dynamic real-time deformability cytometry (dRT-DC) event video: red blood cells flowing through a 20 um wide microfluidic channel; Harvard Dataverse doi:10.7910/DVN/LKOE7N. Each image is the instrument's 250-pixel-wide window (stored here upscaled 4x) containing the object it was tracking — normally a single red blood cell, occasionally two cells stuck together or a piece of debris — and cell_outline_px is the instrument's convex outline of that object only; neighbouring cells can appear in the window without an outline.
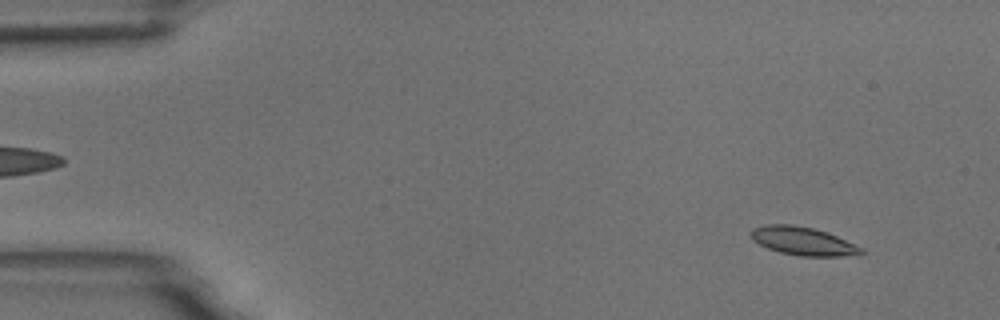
{"species": "common noctule bat (a hibernating species)", "species_latin": "Nyctalus noctula", "temperature_condition": "room temperature", "stored_images_in_passage": 56, "camera_frame_rate_fps": 3000, "um_per_image_px": 0.085, "animal": {"sex": "male", "body_mass_g": 18.8}, "frame": {"image": 1, "passage_image": 6, "time_ms": 1.667, "image_size_px": [1000, 320], "cell_outline_px": [[864, 252], [860, 256], [800, 256], [780, 252], [768, 248], [752, 240], [748, 232], [752, 228], [764, 224], [792, 224], [812, 228], [828, 232], [864, 248]], "centroid_in_image_um": [68.26, 20.49], "position_along_channel_um": 16.7, "area_um2": 18.5}}
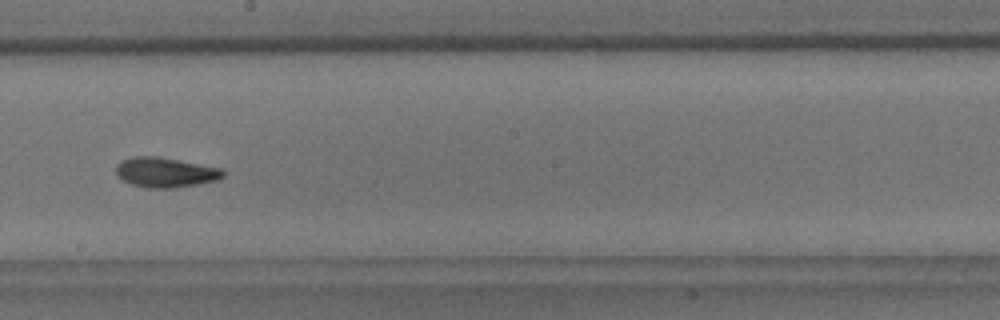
{"frame": {"image": 2, "passage_image": 32, "time_ms": 10.333, "image_size_px": [1000, 320], "cell_outline_px": [[224, 176], [220, 180], [172, 188], [148, 188], [132, 184], [120, 180], [116, 176], [116, 164], [120, 160], [132, 156], [156, 156], [220, 168], [224, 172]], "centroid_in_image_um": [14.0, 14.65], "position_along_channel_um": 234.2, "area_um2": 18.73}}
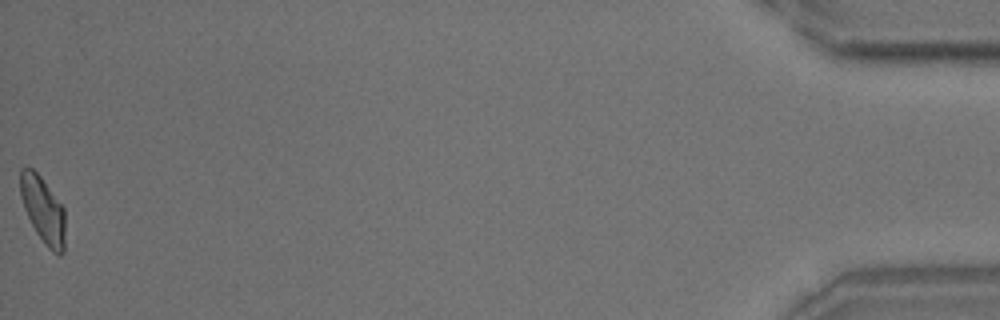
{"frame": {"image": 3, "passage_image": 56, "time_ms": 18.333, "image_size_px": [1000, 320], "cell_outline_px": [[64, 252], [60, 256], [52, 252], [44, 244], [36, 232], [24, 208], [20, 196], [20, 168], [32, 168], [40, 176], [64, 208]], "centroid_in_image_um": [3.65, 17.86], "position_along_channel_um": 431.5, "area_um2": 17.22}, "authors_computed_cell_mechanics": {"area_um2": 18.0625, "velocity_mm_per_s": 3.6984, "shape_relaxation_time_tau1_ms": 5.8483, "shape_relaxation_time_tau2_ms": 1.9602, "deformation_change_tau1": 0.1558, "deformation_change_tau2": 0.0714}}